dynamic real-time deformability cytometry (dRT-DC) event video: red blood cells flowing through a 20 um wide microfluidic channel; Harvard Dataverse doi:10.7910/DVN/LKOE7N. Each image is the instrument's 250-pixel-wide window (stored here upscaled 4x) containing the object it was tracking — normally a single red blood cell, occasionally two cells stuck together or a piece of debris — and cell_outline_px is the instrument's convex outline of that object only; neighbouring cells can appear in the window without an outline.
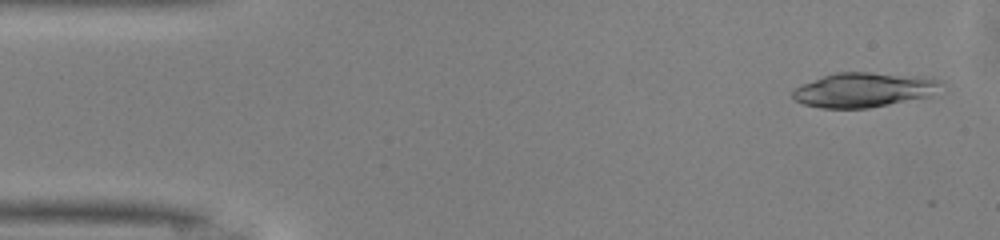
{"species": "common noctule bat (a hibernating species)", "species_latin": "Nyctalus noctula", "temperature_condition": "warm", "stored_images_in_passage": 10, "camera_frame_rate_fps": 3000, "um_per_image_px": 0.085, "animal": {"sex": "male", "body_mass_g": 13.0, "forearm_length_mm": 53.1}, "frame": {"image": 1, "passage_image": 2, "time_ms": 0.333, "image_size_px": [1000, 240], "cell_outline_px": [[944, 84], [928, 96], [868, 108], [820, 108], [804, 104], [796, 100], [792, 96], [792, 92], [800, 84], [836, 72], [872, 72], [932, 76], [944, 80]], "centroid_in_image_um": [73.47, 7.61], "position_along_channel_um": 11.5, "area_um2": 30.11}}